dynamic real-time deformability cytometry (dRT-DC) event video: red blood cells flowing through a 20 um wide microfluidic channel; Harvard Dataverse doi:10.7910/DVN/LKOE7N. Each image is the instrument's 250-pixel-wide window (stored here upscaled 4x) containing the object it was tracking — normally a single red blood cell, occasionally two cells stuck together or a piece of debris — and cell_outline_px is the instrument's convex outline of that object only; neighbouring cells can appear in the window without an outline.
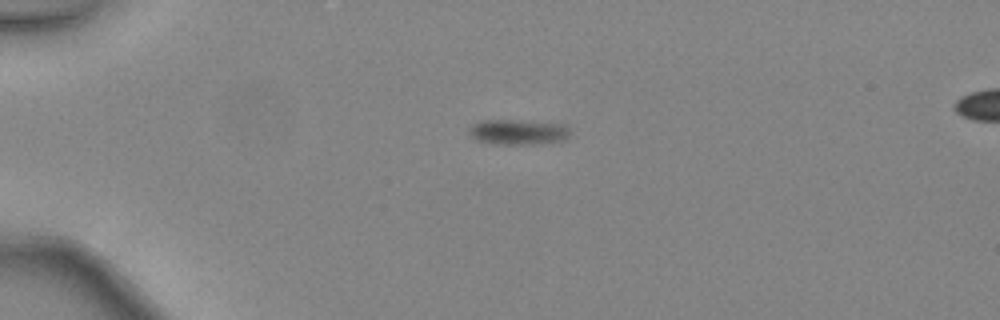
{"species": "common noctule bat (a hibernating species)", "species_latin": "Nyctalus noctula", "temperature_condition": "warm", "stored_images_in_passage": 36, "camera_frame_rate_fps": 3000, "um_per_image_px": 0.085, "animal": {"sex": "female", "body_mass_g": 24.6, "forearm_length_mm": 56.2}, "frame": {"image": 1, "passage_image": 1, "time_ms": 0.0, "image_size_px": [1000, 320], "cell_outline_px": [[572, 132], [564, 140], [528, 144], [492, 144], [476, 140], [468, 132], [468, 128], [472, 124], [480, 120], [512, 120], [564, 124]], "centroid_in_image_um": [43.99, 11.22], "position_along_channel_um": 41.0, "area_um2": 14.85}}
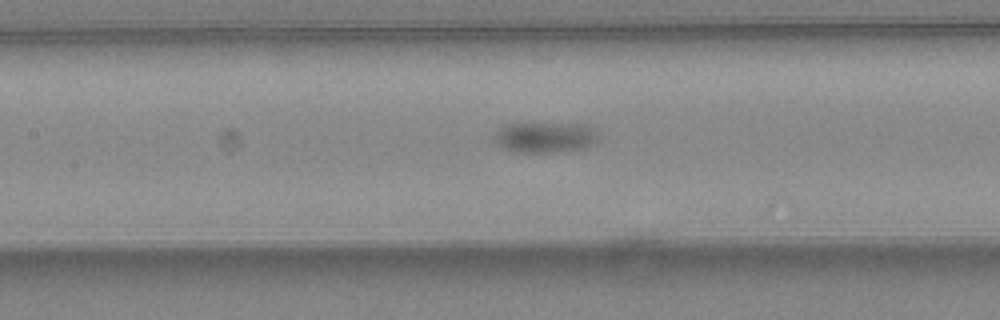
{"frame": {"image": 2, "passage_image": 12, "time_ms": 3.667, "image_size_px": [1000, 320], "cell_outline_px": [[600, 140], [584, 148], [552, 152], [516, 152], [504, 148], [492, 136], [504, 124], [592, 124], [600, 132]], "centroid_in_image_um": [46.44, 11.66], "position_along_channel_um": 161.0, "area_um2": 18.67}}
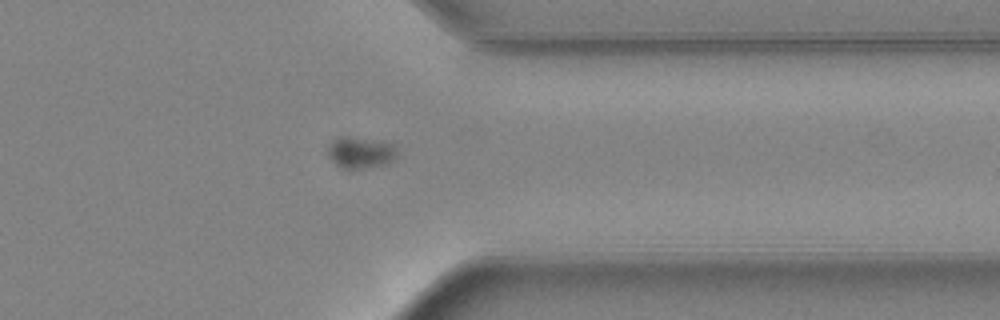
{"frame": {"image": 3, "passage_image": 27, "time_ms": 8.667, "image_size_px": [1000, 320], "cell_outline_px": [[400, 156], [388, 164], [364, 168], [340, 168], [332, 160], [328, 152], [328, 148], [332, 140], [340, 136], [352, 136], [392, 144], [396, 148]], "centroid_in_image_um": [30.68, 12.97], "position_along_channel_um": 380.7, "area_um2": 12.77}, "authors_computed_cell_mechanics": {"area_um2": 16.8776, "velocity_mm_per_s": 4.4621, "shape_relaxation_time_tau1_ms": 1.4272, "shape_relaxation_time_tau2_ms": null, "deformation_change_tau1": 0.1079, "deformation_change_tau2": null}}